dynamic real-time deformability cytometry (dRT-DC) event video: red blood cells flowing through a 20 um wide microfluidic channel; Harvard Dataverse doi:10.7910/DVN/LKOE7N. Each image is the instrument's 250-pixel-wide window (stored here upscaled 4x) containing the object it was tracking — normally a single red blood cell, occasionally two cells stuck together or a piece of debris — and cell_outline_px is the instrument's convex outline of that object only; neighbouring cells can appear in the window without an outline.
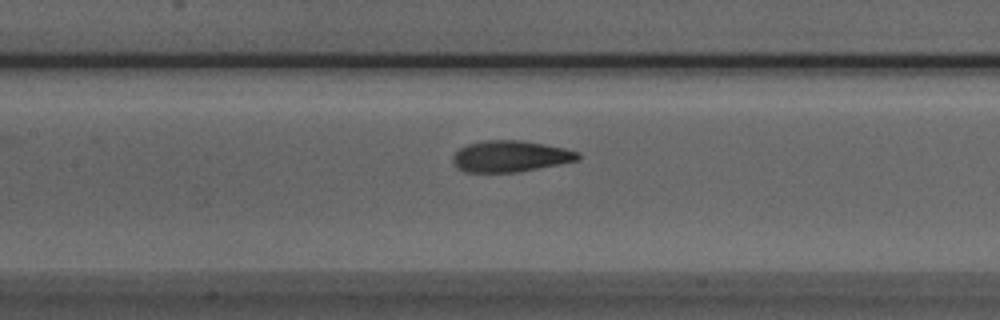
{"species": "Egyptian fruit bat (a non-hibernating species)", "species_latin": "Rousettus aegyptiacus", "temperature_condition": "room temperature", "stored_images_in_passage": 37, "camera_frame_rate_fps": 3000, "um_per_image_px": 0.085, "animal": {"sex": "male"}, "frame": {"image": 1, "passage_image": 9, "time_ms": 2.667, "image_size_px": [1000, 320], "cell_outline_px": [[580, 160], [516, 172], [464, 172], [452, 160], [452, 156], [460, 148], [468, 144], [484, 140], [520, 140], [544, 144], [564, 148], [580, 152]], "centroid_in_image_um": [43.4, 13.28], "position_along_channel_um": 164.0, "area_um2": 22.66}}
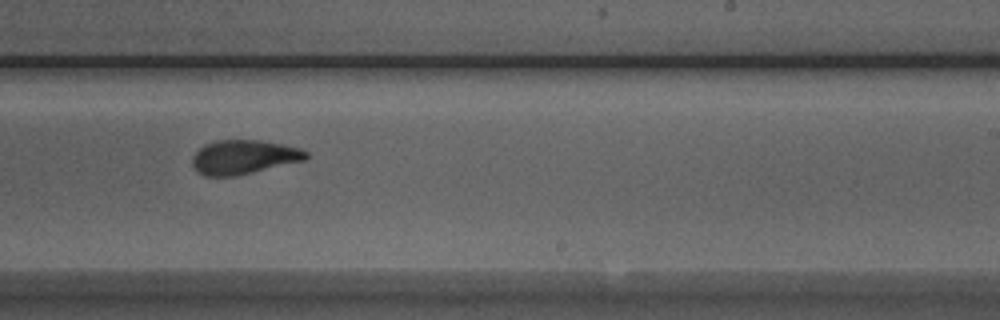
{"frame": {"image": 2, "passage_image": 17, "time_ms": 5.333, "image_size_px": [1000, 320], "cell_outline_px": [[308, 156], [304, 160], [236, 176], [204, 176], [196, 172], [192, 164], [192, 156], [204, 144], [216, 140], [260, 140], [300, 148], [308, 152]], "centroid_in_image_um": [20.67, 13.35], "position_along_channel_um": 268.3, "area_um2": 22.6}}
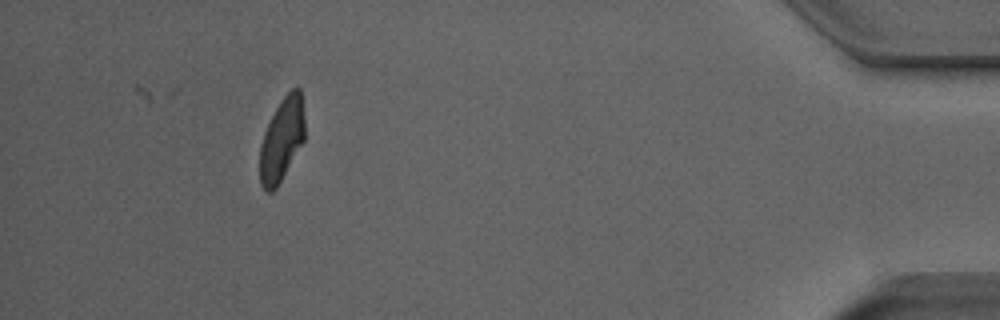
{"frame": {"image": 3, "passage_image": 33, "time_ms": 10.667, "image_size_px": [1000, 320], "cell_outline_px": [[304, 140], [276, 188], [272, 192], [268, 192], [260, 184], [260, 144], [264, 132], [280, 100], [292, 88], [300, 88], [304, 120]], "centroid_in_image_um": [23.94, 11.86], "position_along_channel_um": 411.3, "area_um2": 21.44}, "authors_computed_cell_mechanics": {"area_um2": 23.0044, "velocity_mm_per_s": 3.9297, "shape_relaxation_time_tau1_ms": 4.7412, "shape_relaxation_time_tau2_ms": 1.8584, "deformation_change_tau1": 0.1886, "deformation_change_tau2": 0.0468}}